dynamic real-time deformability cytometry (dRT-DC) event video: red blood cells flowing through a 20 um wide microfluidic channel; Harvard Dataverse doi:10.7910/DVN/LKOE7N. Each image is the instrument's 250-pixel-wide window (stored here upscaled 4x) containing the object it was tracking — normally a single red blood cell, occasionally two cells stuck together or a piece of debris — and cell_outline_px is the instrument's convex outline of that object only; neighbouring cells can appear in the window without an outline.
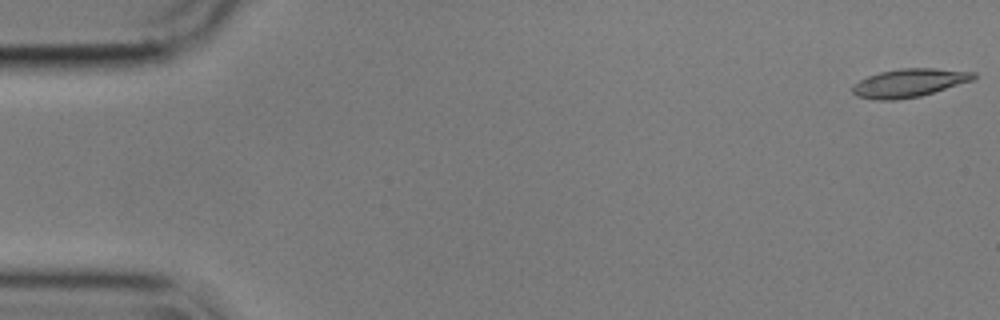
{"species": "common noctule bat (a hibernating species)", "species_latin": "Nyctalus noctula", "temperature_condition": "cold", "stored_images_in_passage": 24, "camera_frame_rate_fps": 3000, "um_per_image_px": 0.085, "animal": {"sex": "male", "body_mass_g": 17.9}, "frame": {"image": 1, "passage_image": 1, "time_ms": 0.0, "image_size_px": [1000, 320], "cell_outline_px": [[976, 80], [920, 96], [896, 100], [876, 100], [856, 96], [852, 92], [852, 88], [860, 80], [868, 76], [880, 72], [900, 68], [936, 68], [976, 72]], "centroid_in_image_um": [77.33, 7.04], "position_along_channel_um": 7.7, "area_um2": 20.11}}
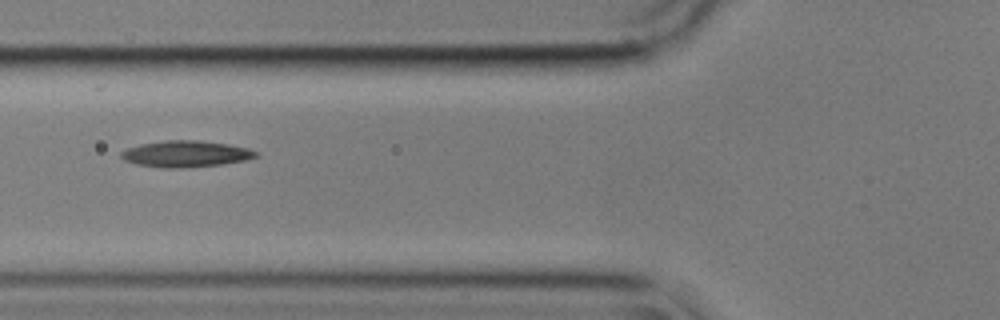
{"frame": {"image": 2, "passage_image": 21, "time_ms": 6.667, "image_size_px": [1000, 320], "cell_outline_px": [[260, 156], [244, 160], [220, 164], [184, 168], [160, 168], [136, 164], [124, 160], [120, 156], [120, 152], [128, 148], [140, 144], [164, 140], [200, 140], [228, 144], [248, 148], [260, 152]], "centroid_in_image_um": [15.79, 13.08], "position_along_channel_um": 110.0, "area_um2": 20.87}}
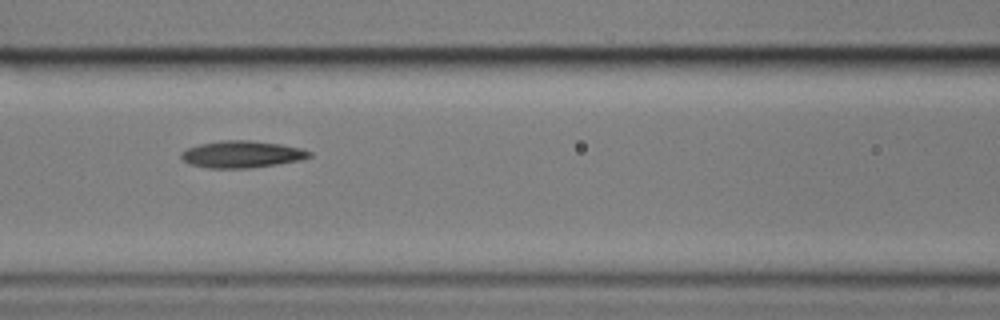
{"frame": {"image": 3, "passage_image": 24, "time_ms": 7.667, "image_size_px": [1000, 320], "cell_outline_px": [[312, 156], [300, 160], [276, 164], [248, 168], [208, 168], [188, 164], [180, 156], [180, 152], [188, 148], [200, 144], [224, 140], [248, 140], [280, 144], [300, 148], [312, 152]], "centroid_in_image_um": [20.54, 13.12], "position_along_channel_um": 146.1, "area_um2": 20.0}}